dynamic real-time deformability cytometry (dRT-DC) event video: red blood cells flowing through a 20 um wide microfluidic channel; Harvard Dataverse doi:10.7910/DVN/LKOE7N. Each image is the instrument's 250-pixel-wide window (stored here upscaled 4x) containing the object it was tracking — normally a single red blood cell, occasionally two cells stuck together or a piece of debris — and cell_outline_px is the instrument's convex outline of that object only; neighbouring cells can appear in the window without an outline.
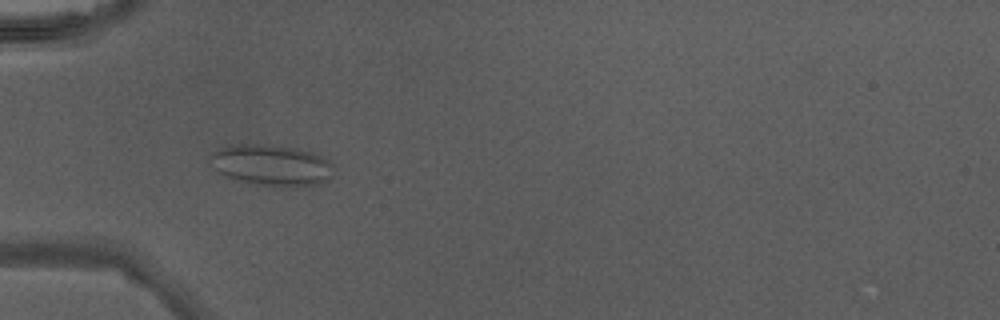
{"species": "Egyptian fruit bat (a non-hibernating species)", "species_latin": "Rousettus aegyptiacus", "temperature_condition": "warm", "stored_images_in_passage": 32, "camera_frame_rate_fps": 3000, "um_per_image_px": 0.085, "animal": {"sex": "male"}, "frame": {"image": 1, "passage_image": 1, "time_ms": 0.0, "image_size_px": [1000, 320], "cell_outline_px": [[332, 176], [324, 184], [284, 188], [280, 188], [252, 184], [236, 180], [224, 176], [216, 172], [208, 164], [208, 156], [212, 152], [228, 144], [268, 144], [296, 148], [312, 152], [324, 156], [332, 164]], "centroid_in_image_um": [23.03, 14.06], "position_along_channel_um": 62.0, "area_um2": 30.81}}
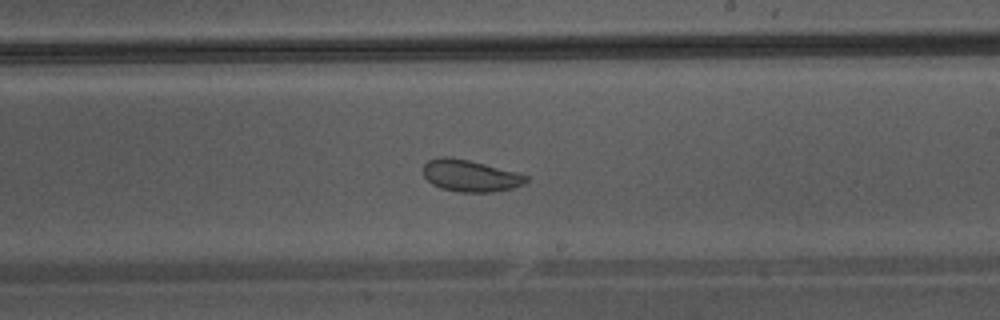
{"frame": {"image": 2, "passage_image": 14, "time_ms": 4.333, "image_size_px": [1000, 320], "cell_outline_px": [[528, 180], [524, 184], [512, 188], [492, 192], [460, 192], [440, 188], [432, 184], [424, 176], [424, 164], [428, 160], [436, 156], [448, 156], [468, 160], [520, 172], [528, 176]], "centroid_in_image_um": [39.98, 14.93], "position_along_channel_um": 249.0, "area_um2": 19.25}}